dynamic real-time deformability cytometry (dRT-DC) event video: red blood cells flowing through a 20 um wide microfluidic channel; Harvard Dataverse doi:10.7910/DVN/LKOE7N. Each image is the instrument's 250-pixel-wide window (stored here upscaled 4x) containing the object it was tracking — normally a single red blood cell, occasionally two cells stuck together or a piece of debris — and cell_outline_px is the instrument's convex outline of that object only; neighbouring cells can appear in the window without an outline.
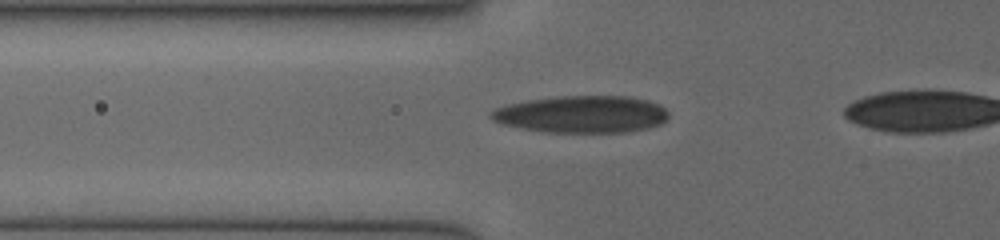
{"species": "human", "species_latin": "Homo sapiens", "temperature_condition": "cold", "stored_images_in_passage": 12, "camera_frame_rate_fps": 3000, "um_per_image_px": 0.085, "donor": {"sex": "female"}, "frame": {"image": 1, "passage_image": 10, "time_ms": 4.0, "image_size_px": [1000, 240], "cell_outline_px": [[668, 116], [660, 124], [648, 128], [624, 132], [544, 132], [504, 124], [492, 120], [488, 116], [488, 112], [496, 108], [508, 104], [528, 100], [556, 96], [632, 96], [648, 100], [660, 104], [668, 112]], "centroid_in_image_um": [49.45, 9.7], "position_along_channel_um": 76.3, "area_um2": 38.44}}